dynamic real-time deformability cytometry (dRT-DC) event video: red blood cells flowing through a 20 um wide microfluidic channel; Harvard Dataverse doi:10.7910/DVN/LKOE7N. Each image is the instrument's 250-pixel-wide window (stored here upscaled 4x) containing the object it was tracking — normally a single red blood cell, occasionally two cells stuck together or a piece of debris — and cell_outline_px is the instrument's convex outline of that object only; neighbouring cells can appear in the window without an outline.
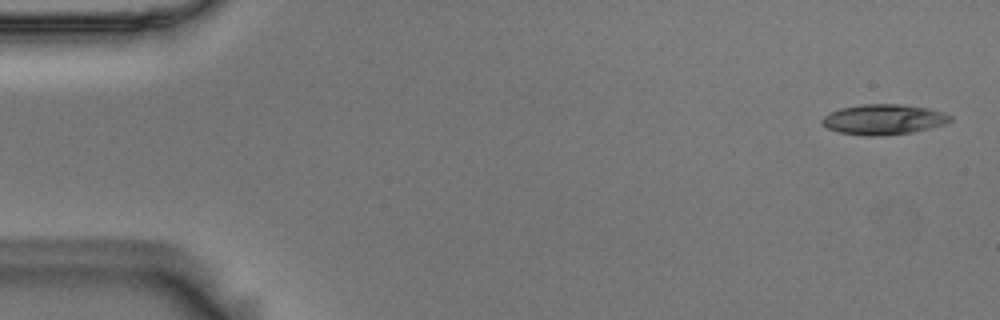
{"species": "Egyptian fruit bat (a non-hibernating species)", "species_latin": "Rousettus aegyptiacus", "temperature_condition": "room temperature", "stored_images_in_passage": 53, "camera_frame_rate_fps": 3000, "um_per_image_px": 0.085, "animal": {"sex": "male"}, "frame": {"image": 1, "passage_image": 1, "time_ms": 0.0, "image_size_px": [1000, 320], "cell_outline_px": [[952, 120], [944, 124], [912, 132], [876, 136], [864, 136], [836, 132], [828, 128], [820, 120], [824, 116], [840, 108], [864, 104], [904, 104], [928, 108], [944, 112], [952, 116]], "centroid_in_image_um": [75.11, 10.15], "position_along_channel_um": 9.9, "area_um2": 22.6}}
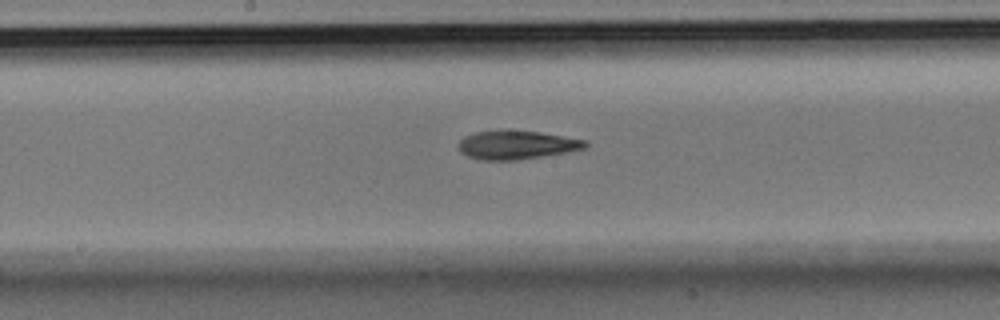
{"frame": {"image": 2, "passage_image": 27, "time_ms": 8.667, "image_size_px": [1000, 320], "cell_outline_px": [[588, 144], [584, 148], [568, 152], [516, 160], [480, 160], [468, 156], [460, 152], [456, 144], [464, 136], [476, 132], [500, 128], [504, 128], [540, 132], [588, 140]], "centroid_in_image_um": [43.87, 12.29], "position_along_channel_um": 204.3, "area_um2": 21.73}}
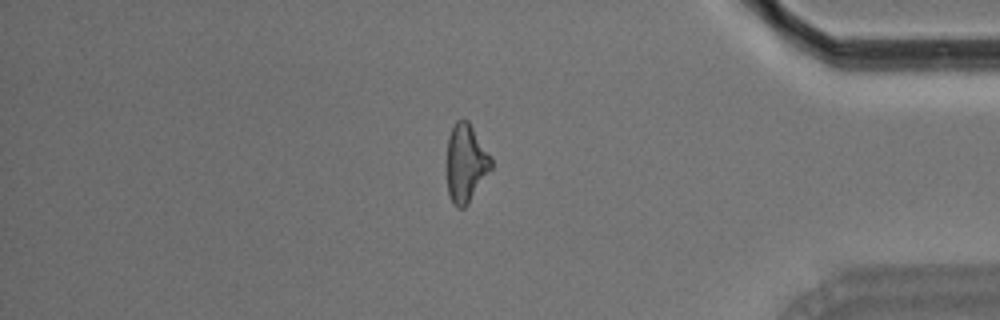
{"frame": {"image": 3, "passage_image": 45, "time_ms": 14.667, "image_size_px": [1000, 320], "cell_outline_px": [[492, 168], [468, 204], [464, 208], [456, 208], [452, 204], [448, 192], [448, 136], [456, 120], [468, 120], [492, 160]], "centroid_in_image_um": [39.59, 13.9], "position_along_channel_um": 395.6, "area_um2": 19.83}, "authors_computed_cell_mechanics": {"area_um2": 21.3282, "velocity_mm_per_s": 3.6764, "shape_relaxation_time_tau1_ms": 7.437, "shape_relaxation_time_tau2_ms": 7.1628, "deformation_change_tau1": 0.2097, "deformation_change_tau2": 0.1965}}